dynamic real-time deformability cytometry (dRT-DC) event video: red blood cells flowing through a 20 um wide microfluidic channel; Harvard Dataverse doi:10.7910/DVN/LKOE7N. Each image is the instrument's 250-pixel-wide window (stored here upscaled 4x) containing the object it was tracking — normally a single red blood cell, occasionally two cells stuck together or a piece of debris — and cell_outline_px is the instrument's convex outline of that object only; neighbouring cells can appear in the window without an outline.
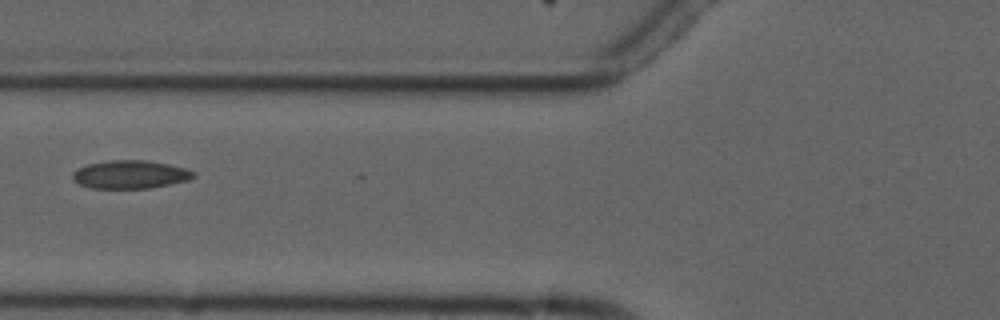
{"species": "common noctule bat (a hibernating species)", "species_latin": "Nyctalus noctula", "temperature_condition": "cold", "stored_images_in_passage": 6, "camera_frame_rate_fps": 3000, "um_per_image_px": 0.085, "animal": {"sex": "male", "forearm_length_mm": 52.5}, "frame": {"image": 1, "passage_image": 6, "time_ms": 6.0, "image_size_px": [1000, 320], "cell_outline_px": [[196, 176], [188, 180], [148, 188], [92, 188], [80, 184], [72, 180], [72, 172], [88, 164], [108, 160], [144, 160], [168, 164], [184, 168], [196, 172]], "centroid_in_image_um": [11.06, 14.82], "position_along_channel_um": 114.7, "area_um2": 19.71}}